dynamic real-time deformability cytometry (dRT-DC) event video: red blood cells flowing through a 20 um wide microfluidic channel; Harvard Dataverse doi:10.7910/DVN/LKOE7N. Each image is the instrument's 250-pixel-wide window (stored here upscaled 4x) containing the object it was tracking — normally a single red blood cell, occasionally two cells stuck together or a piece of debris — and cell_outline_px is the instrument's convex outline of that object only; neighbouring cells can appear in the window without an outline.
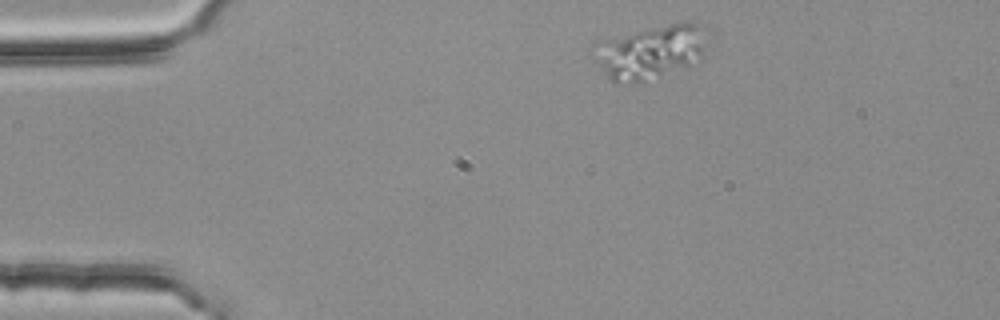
{"species": "common noctule bat (a hibernating species)", "species_latin": "Nyctalus noctula", "temperature_condition": "room temperature", "stored_images_in_passage": 3, "segment_of_instrument_passage": [1, 2], "camera_frame_rate_fps": 3000, "um_per_image_px": 0.085, "animal": {"sex": "female", "body_mass_g": 25.1}, "frame": {"image": 1, "passage_image": 1, "time_ms": 0.0, "image_size_px": [1000, 320], "cell_outline_px": [[712, 32], [704, 56], [700, 64], [640, 84], [612, 84], [592, 60], [592, 40], [676, 20], [696, 20], [712, 28]], "centroid_in_image_um": [55.37, 4.37], "position_along_channel_um": 29.6, "area_um2": 39.88}}